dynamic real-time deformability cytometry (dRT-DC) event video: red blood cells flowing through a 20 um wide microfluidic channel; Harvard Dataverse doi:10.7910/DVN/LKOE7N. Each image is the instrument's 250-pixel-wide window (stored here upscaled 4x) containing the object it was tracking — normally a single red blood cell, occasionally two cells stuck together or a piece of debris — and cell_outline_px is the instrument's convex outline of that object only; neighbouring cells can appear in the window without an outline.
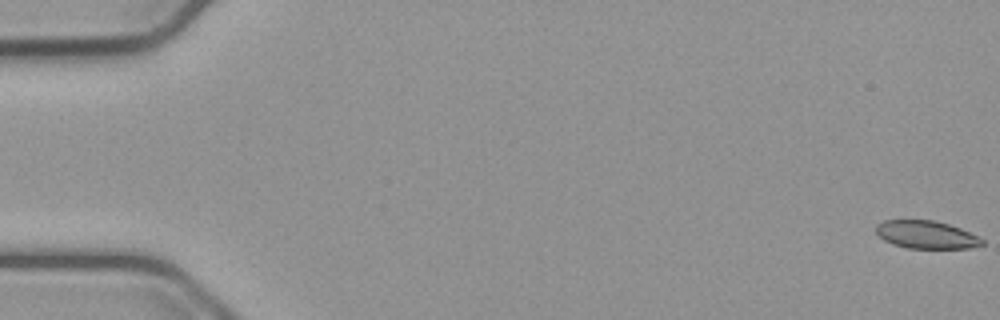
{"species": "common noctule bat (a hibernating species)", "species_latin": "Nyctalus noctula", "temperature_condition": "cold", "stored_images_in_passage": 56, "camera_frame_rate_fps": 3000, "um_per_image_px": 0.085, "animal": {"sex": "male", "body_mass_g": 23.1, "forearm_length_mm": 52.7}, "frame": {"image": 1, "passage_image": 1, "time_ms": 0.0, "image_size_px": [1000, 320], "cell_outline_px": [[984, 244], [968, 248], [908, 248], [892, 244], [884, 240], [876, 232], [876, 224], [884, 220], [932, 220], [948, 224], [960, 228], [984, 240]], "centroid_in_image_um": [78.7, 19.94], "position_along_channel_um": 6.3, "area_um2": 17.05}}
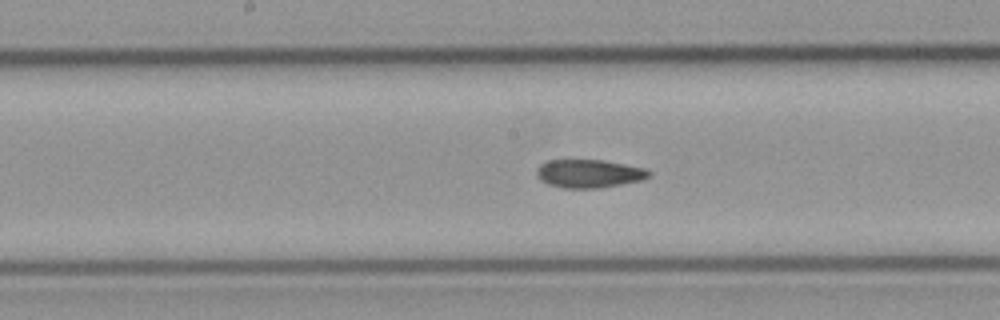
{"frame": {"image": 2, "passage_image": 29, "time_ms": 9.333, "image_size_px": [1000, 320], "cell_outline_px": [[652, 176], [644, 180], [600, 188], [564, 188], [548, 184], [540, 180], [536, 176], [536, 168], [540, 164], [548, 160], [604, 160], [644, 168], [652, 172]], "centroid_in_image_um": [50.08, 14.76], "position_along_channel_um": 198.1, "area_um2": 18.73}}
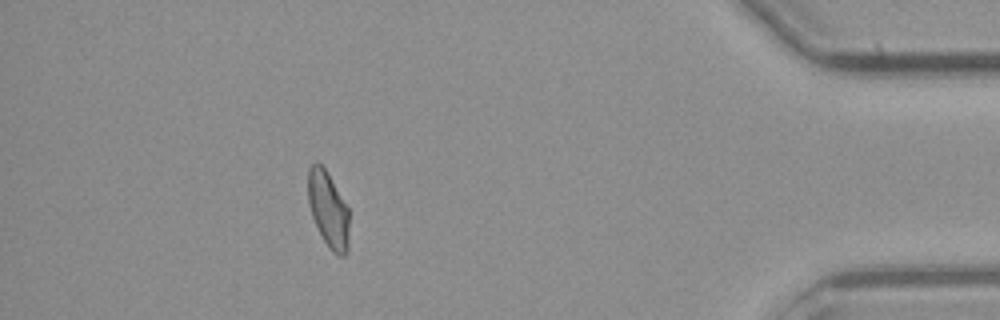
{"frame": {"image": 3, "passage_image": 50, "time_ms": 16.333, "image_size_px": [1000, 320], "cell_outline_px": [[348, 252], [344, 256], [336, 256], [328, 248], [312, 216], [308, 200], [308, 168], [316, 160], [324, 168], [348, 208]], "centroid_in_image_um": [27.9, 17.84], "position_along_channel_um": 407.3, "area_um2": 17.98}, "authors_computed_cell_mechanics": {"area_um2": 18.7561, "velocity_mm_per_s": 3.7535, "shape_relaxation_time_tau1_ms": null, "shape_relaxation_time_tau2_ms": 2.4547, "deformation_change_tau1": null, "deformation_change_tau2": 0.0672}}